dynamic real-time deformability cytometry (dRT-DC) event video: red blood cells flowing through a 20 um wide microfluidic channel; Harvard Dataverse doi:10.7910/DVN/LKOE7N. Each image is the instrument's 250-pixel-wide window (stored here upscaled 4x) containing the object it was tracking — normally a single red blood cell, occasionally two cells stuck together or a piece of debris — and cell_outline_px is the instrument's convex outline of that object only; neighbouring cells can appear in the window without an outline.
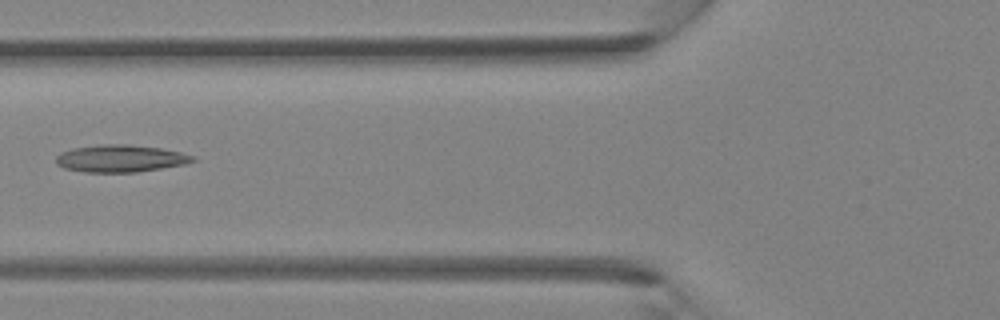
{"species": "Egyptian fruit bat (a non-hibernating species)", "species_latin": "Rousettus aegyptiacus", "temperature_condition": "room temperature", "stored_images_in_passage": 5, "camera_frame_rate_fps": 3000, "um_per_image_px": 0.085, "animal": {"sex": "female"}, "frame": {"image": 1, "passage_image": 5, "time_ms": 1.333, "image_size_px": [1000, 320], "cell_outline_px": [[196, 160], [184, 164], [136, 172], [84, 172], [64, 168], [56, 164], [56, 156], [60, 152], [72, 148], [100, 144], [128, 144], [160, 148], [180, 152], [196, 156]], "centroid_in_image_um": [10.21, 13.46], "position_along_channel_um": 115.6, "area_um2": 21.73}}